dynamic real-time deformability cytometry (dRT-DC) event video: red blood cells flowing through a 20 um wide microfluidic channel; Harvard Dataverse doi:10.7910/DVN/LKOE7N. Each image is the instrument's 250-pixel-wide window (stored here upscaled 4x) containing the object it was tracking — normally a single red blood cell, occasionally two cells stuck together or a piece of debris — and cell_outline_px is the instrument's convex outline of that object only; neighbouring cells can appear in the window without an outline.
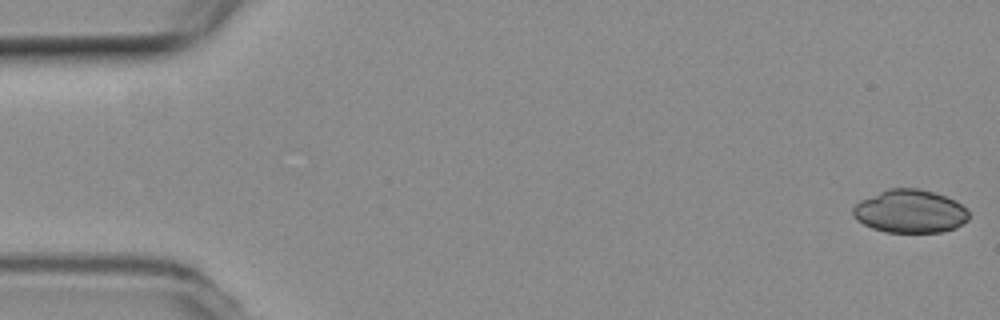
{"species": "common noctule bat (a hibernating species)", "species_latin": "Nyctalus noctula", "temperature_condition": "room temperature", "stored_images_in_passage": 54, "camera_frame_rate_fps": 3000, "um_per_image_px": 0.085, "animal": {"sex": "female", "body_mass_g": 19.3, "forearm_length_mm": 54.1}, "frame": {"image": 1, "passage_image": 1, "time_ms": 0.0, "image_size_px": [1000, 320], "cell_outline_px": [[968, 220], [956, 228], [940, 232], [884, 232], [872, 228], [856, 220], [852, 216], [852, 208], [860, 200], [888, 188], [916, 188], [932, 192], [956, 200], [968, 208]], "centroid_in_image_um": [77.35, 17.97], "position_along_channel_um": 7.7, "area_um2": 29.3}}
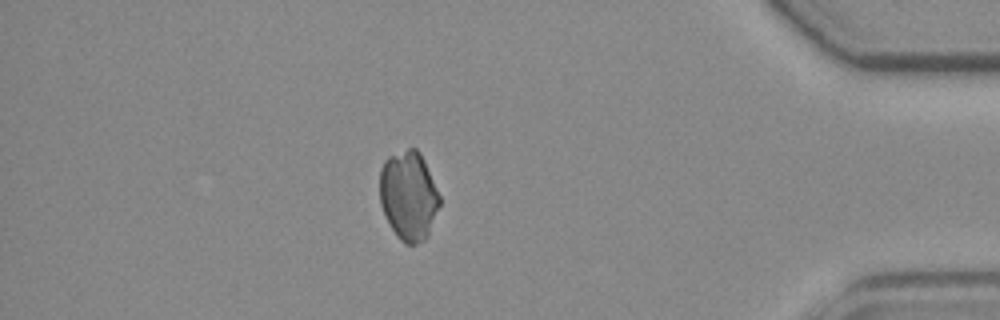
{"frame": {"image": 2, "passage_image": 47, "time_ms": 15.333, "image_size_px": [1000, 320], "cell_outline_px": [[440, 204], [428, 236], [424, 240], [416, 244], [404, 244], [396, 236], [384, 216], [380, 204], [380, 168], [384, 160], [388, 156], [408, 148], [416, 148], [420, 152], [424, 160], [440, 196]], "centroid_in_image_um": [34.71, 16.64], "position_along_channel_um": 400.5, "area_um2": 31.39}}